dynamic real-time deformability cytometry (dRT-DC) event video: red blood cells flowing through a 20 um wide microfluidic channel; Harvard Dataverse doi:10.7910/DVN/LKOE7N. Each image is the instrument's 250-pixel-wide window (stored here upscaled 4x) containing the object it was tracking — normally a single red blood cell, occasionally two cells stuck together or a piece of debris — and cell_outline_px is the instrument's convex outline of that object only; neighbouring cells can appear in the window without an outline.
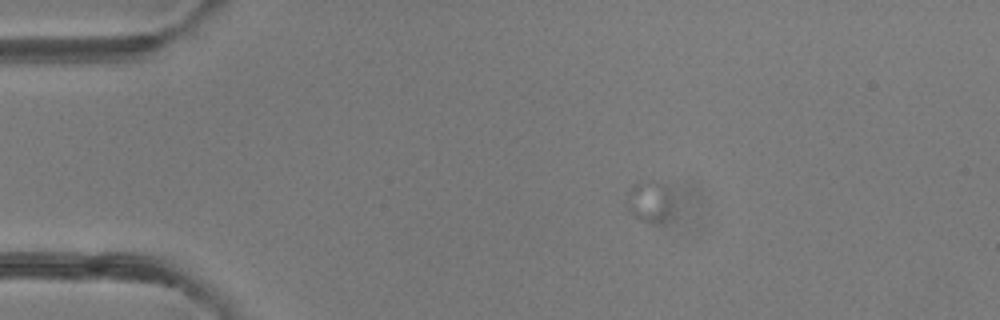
{"species": "common noctule bat (a hibernating species)", "species_latin": "Nyctalus noctula", "temperature_condition": "room temperature", "stored_images_in_passage": 41, "camera_frame_rate_fps": 3000, "um_per_image_px": 0.085, "animal": {"sex": "female"}, "frame": {"image": 1, "passage_image": 1, "time_ms": 0.0, "image_size_px": [1000, 320], "cell_outline_px": [[668, 212], [664, 220], [640, 220], [632, 216], [624, 208], [624, 204], [628, 188], [636, 180], [656, 180], [664, 184], [668, 188]], "centroid_in_image_um": [55.03, 17.02], "position_along_channel_um": 30.0, "area_um2": 11.04}}
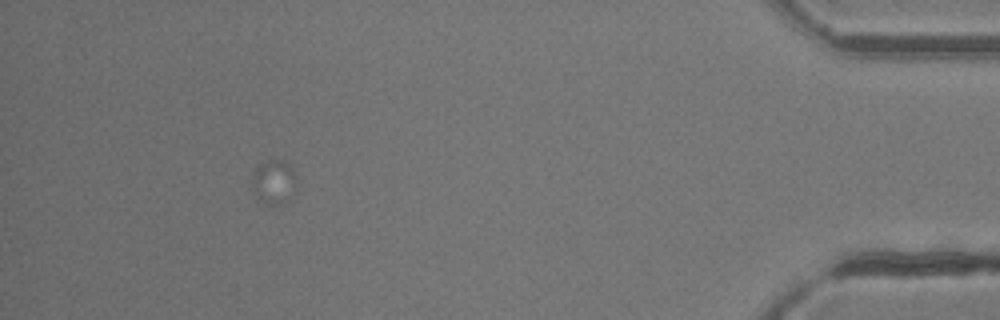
{"frame": {"image": 2, "passage_image": 41, "time_ms": 13.333, "image_size_px": [1000, 320], "cell_outline_px": [[296, 188], [288, 200], [280, 204], [268, 204], [260, 200], [256, 196], [252, 188], [252, 172], [260, 164], [272, 160], [280, 160], [288, 164], [292, 168], [296, 180]], "centroid_in_image_um": [23.27, 15.47], "position_along_channel_um": 411.9, "area_um2": 11.33}}